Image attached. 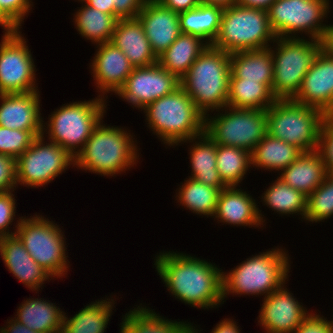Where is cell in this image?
<instances>
[{
	"label": "cell",
	"mask_w": 333,
	"mask_h": 333,
	"mask_svg": "<svg viewBox=\"0 0 333 333\" xmlns=\"http://www.w3.org/2000/svg\"><path fill=\"white\" fill-rule=\"evenodd\" d=\"M154 259L157 274L169 293L185 305L201 309L223 303V270L210 261L185 253L163 251Z\"/></svg>",
	"instance_id": "obj_1"
},
{
	"label": "cell",
	"mask_w": 333,
	"mask_h": 333,
	"mask_svg": "<svg viewBox=\"0 0 333 333\" xmlns=\"http://www.w3.org/2000/svg\"><path fill=\"white\" fill-rule=\"evenodd\" d=\"M129 132L123 127L106 126L102 119L75 157V167L107 177L134 167L139 162V149L135 135Z\"/></svg>",
	"instance_id": "obj_2"
},
{
	"label": "cell",
	"mask_w": 333,
	"mask_h": 333,
	"mask_svg": "<svg viewBox=\"0 0 333 333\" xmlns=\"http://www.w3.org/2000/svg\"><path fill=\"white\" fill-rule=\"evenodd\" d=\"M269 250V251H268ZM252 255L228 273H222V299L227 295L269 296L287 283L290 257L282 248Z\"/></svg>",
	"instance_id": "obj_3"
},
{
	"label": "cell",
	"mask_w": 333,
	"mask_h": 333,
	"mask_svg": "<svg viewBox=\"0 0 333 333\" xmlns=\"http://www.w3.org/2000/svg\"><path fill=\"white\" fill-rule=\"evenodd\" d=\"M230 75V53L210 45L180 79V86L206 116L227 106Z\"/></svg>",
	"instance_id": "obj_4"
},
{
	"label": "cell",
	"mask_w": 333,
	"mask_h": 333,
	"mask_svg": "<svg viewBox=\"0 0 333 333\" xmlns=\"http://www.w3.org/2000/svg\"><path fill=\"white\" fill-rule=\"evenodd\" d=\"M142 110L147 127L170 147L204 132L205 116L181 86Z\"/></svg>",
	"instance_id": "obj_5"
},
{
	"label": "cell",
	"mask_w": 333,
	"mask_h": 333,
	"mask_svg": "<svg viewBox=\"0 0 333 333\" xmlns=\"http://www.w3.org/2000/svg\"><path fill=\"white\" fill-rule=\"evenodd\" d=\"M106 103L105 98L97 96L92 100L63 104L49 115L48 123L43 122L42 135L66 149L75 158L93 129L104 118Z\"/></svg>",
	"instance_id": "obj_6"
},
{
	"label": "cell",
	"mask_w": 333,
	"mask_h": 333,
	"mask_svg": "<svg viewBox=\"0 0 333 333\" xmlns=\"http://www.w3.org/2000/svg\"><path fill=\"white\" fill-rule=\"evenodd\" d=\"M275 39L267 10L235 4L223 10L219 33L211 46L233 53L268 48Z\"/></svg>",
	"instance_id": "obj_7"
},
{
	"label": "cell",
	"mask_w": 333,
	"mask_h": 333,
	"mask_svg": "<svg viewBox=\"0 0 333 333\" xmlns=\"http://www.w3.org/2000/svg\"><path fill=\"white\" fill-rule=\"evenodd\" d=\"M309 41H308V40ZM305 36L276 37L273 48L272 92L277 99H293L301 88L303 78L321 52V42ZM273 48V50H272Z\"/></svg>",
	"instance_id": "obj_8"
},
{
	"label": "cell",
	"mask_w": 333,
	"mask_h": 333,
	"mask_svg": "<svg viewBox=\"0 0 333 333\" xmlns=\"http://www.w3.org/2000/svg\"><path fill=\"white\" fill-rule=\"evenodd\" d=\"M19 218L14 232L29 255L52 278L60 279L67 275L70 267L66 253L67 241L59 225L40 214Z\"/></svg>",
	"instance_id": "obj_9"
},
{
	"label": "cell",
	"mask_w": 333,
	"mask_h": 333,
	"mask_svg": "<svg viewBox=\"0 0 333 333\" xmlns=\"http://www.w3.org/2000/svg\"><path fill=\"white\" fill-rule=\"evenodd\" d=\"M266 111L269 135L303 152L317 151L319 129L327 118L320 110L293 99H277Z\"/></svg>",
	"instance_id": "obj_10"
},
{
	"label": "cell",
	"mask_w": 333,
	"mask_h": 333,
	"mask_svg": "<svg viewBox=\"0 0 333 333\" xmlns=\"http://www.w3.org/2000/svg\"><path fill=\"white\" fill-rule=\"evenodd\" d=\"M217 112L212 117L208 113L204 124V131L216 144L243 148L251 153L267 134L266 110L226 106Z\"/></svg>",
	"instance_id": "obj_11"
},
{
	"label": "cell",
	"mask_w": 333,
	"mask_h": 333,
	"mask_svg": "<svg viewBox=\"0 0 333 333\" xmlns=\"http://www.w3.org/2000/svg\"><path fill=\"white\" fill-rule=\"evenodd\" d=\"M329 0H275L268 8L270 27L276 37L295 38L297 33L320 40L326 28ZM330 7V8H329Z\"/></svg>",
	"instance_id": "obj_12"
},
{
	"label": "cell",
	"mask_w": 333,
	"mask_h": 333,
	"mask_svg": "<svg viewBox=\"0 0 333 333\" xmlns=\"http://www.w3.org/2000/svg\"><path fill=\"white\" fill-rule=\"evenodd\" d=\"M43 135L34 139L31 146L16 159L17 186L38 188L75 166V158L54 142L45 144ZM69 166V167H68Z\"/></svg>",
	"instance_id": "obj_13"
},
{
	"label": "cell",
	"mask_w": 333,
	"mask_h": 333,
	"mask_svg": "<svg viewBox=\"0 0 333 333\" xmlns=\"http://www.w3.org/2000/svg\"><path fill=\"white\" fill-rule=\"evenodd\" d=\"M19 30L4 33L0 42V94L39 91L36 67L27 41Z\"/></svg>",
	"instance_id": "obj_14"
},
{
	"label": "cell",
	"mask_w": 333,
	"mask_h": 333,
	"mask_svg": "<svg viewBox=\"0 0 333 333\" xmlns=\"http://www.w3.org/2000/svg\"><path fill=\"white\" fill-rule=\"evenodd\" d=\"M179 87L180 79L156 63L147 67H134L116 95L142 111L151 102Z\"/></svg>",
	"instance_id": "obj_15"
},
{
	"label": "cell",
	"mask_w": 333,
	"mask_h": 333,
	"mask_svg": "<svg viewBox=\"0 0 333 333\" xmlns=\"http://www.w3.org/2000/svg\"><path fill=\"white\" fill-rule=\"evenodd\" d=\"M285 284L263 298L257 319L265 333H293L310 314Z\"/></svg>",
	"instance_id": "obj_16"
},
{
	"label": "cell",
	"mask_w": 333,
	"mask_h": 333,
	"mask_svg": "<svg viewBox=\"0 0 333 333\" xmlns=\"http://www.w3.org/2000/svg\"><path fill=\"white\" fill-rule=\"evenodd\" d=\"M294 101L333 116V57L322 50L305 74Z\"/></svg>",
	"instance_id": "obj_17"
},
{
	"label": "cell",
	"mask_w": 333,
	"mask_h": 333,
	"mask_svg": "<svg viewBox=\"0 0 333 333\" xmlns=\"http://www.w3.org/2000/svg\"><path fill=\"white\" fill-rule=\"evenodd\" d=\"M96 48L89 67H91L95 86L97 90L99 89L97 92H100L98 96L107 99L106 93L116 94L134 67L124 53L111 42L97 45Z\"/></svg>",
	"instance_id": "obj_18"
},
{
	"label": "cell",
	"mask_w": 333,
	"mask_h": 333,
	"mask_svg": "<svg viewBox=\"0 0 333 333\" xmlns=\"http://www.w3.org/2000/svg\"><path fill=\"white\" fill-rule=\"evenodd\" d=\"M40 92L0 94V126L31 131L36 137L43 132Z\"/></svg>",
	"instance_id": "obj_19"
},
{
	"label": "cell",
	"mask_w": 333,
	"mask_h": 333,
	"mask_svg": "<svg viewBox=\"0 0 333 333\" xmlns=\"http://www.w3.org/2000/svg\"><path fill=\"white\" fill-rule=\"evenodd\" d=\"M137 18L156 56L167 50L181 34L179 14L156 0H146Z\"/></svg>",
	"instance_id": "obj_20"
},
{
	"label": "cell",
	"mask_w": 333,
	"mask_h": 333,
	"mask_svg": "<svg viewBox=\"0 0 333 333\" xmlns=\"http://www.w3.org/2000/svg\"><path fill=\"white\" fill-rule=\"evenodd\" d=\"M263 216L255 199L250 194L239 187L230 186L220 191L213 218L220 223L237 227L260 226L262 228L266 221Z\"/></svg>",
	"instance_id": "obj_21"
},
{
	"label": "cell",
	"mask_w": 333,
	"mask_h": 333,
	"mask_svg": "<svg viewBox=\"0 0 333 333\" xmlns=\"http://www.w3.org/2000/svg\"><path fill=\"white\" fill-rule=\"evenodd\" d=\"M0 255L8 271L33 292L37 293L45 281L54 279L29 255L16 235L0 238Z\"/></svg>",
	"instance_id": "obj_22"
},
{
	"label": "cell",
	"mask_w": 333,
	"mask_h": 333,
	"mask_svg": "<svg viewBox=\"0 0 333 333\" xmlns=\"http://www.w3.org/2000/svg\"><path fill=\"white\" fill-rule=\"evenodd\" d=\"M111 43L124 53L133 67H147L158 63V57L137 17L119 19Z\"/></svg>",
	"instance_id": "obj_23"
},
{
	"label": "cell",
	"mask_w": 333,
	"mask_h": 333,
	"mask_svg": "<svg viewBox=\"0 0 333 333\" xmlns=\"http://www.w3.org/2000/svg\"><path fill=\"white\" fill-rule=\"evenodd\" d=\"M192 143L189 148L191 176L203 184L219 188L227 186L222 182L216 167L217 144L204 131L202 134L180 142ZM195 142V143H194Z\"/></svg>",
	"instance_id": "obj_24"
},
{
	"label": "cell",
	"mask_w": 333,
	"mask_h": 333,
	"mask_svg": "<svg viewBox=\"0 0 333 333\" xmlns=\"http://www.w3.org/2000/svg\"><path fill=\"white\" fill-rule=\"evenodd\" d=\"M278 175L285 184L308 197L325 179L327 170L317 151L304 152Z\"/></svg>",
	"instance_id": "obj_25"
},
{
	"label": "cell",
	"mask_w": 333,
	"mask_h": 333,
	"mask_svg": "<svg viewBox=\"0 0 333 333\" xmlns=\"http://www.w3.org/2000/svg\"><path fill=\"white\" fill-rule=\"evenodd\" d=\"M230 78L260 81L270 89L273 83V58L270 48L230 53Z\"/></svg>",
	"instance_id": "obj_26"
},
{
	"label": "cell",
	"mask_w": 333,
	"mask_h": 333,
	"mask_svg": "<svg viewBox=\"0 0 333 333\" xmlns=\"http://www.w3.org/2000/svg\"><path fill=\"white\" fill-rule=\"evenodd\" d=\"M43 298H27L17 309L14 319L39 333H61L64 311Z\"/></svg>",
	"instance_id": "obj_27"
},
{
	"label": "cell",
	"mask_w": 333,
	"mask_h": 333,
	"mask_svg": "<svg viewBox=\"0 0 333 333\" xmlns=\"http://www.w3.org/2000/svg\"><path fill=\"white\" fill-rule=\"evenodd\" d=\"M209 46L201 37L181 33L174 43L158 56V64L181 79Z\"/></svg>",
	"instance_id": "obj_28"
},
{
	"label": "cell",
	"mask_w": 333,
	"mask_h": 333,
	"mask_svg": "<svg viewBox=\"0 0 333 333\" xmlns=\"http://www.w3.org/2000/svg\"><path fill=\"white\" fill-rule=\"evenodd\" d=\"M121 322L120 333H186L192 324L184 321L165 319L148 307L140 306L130 309Z\"/></svg>",
	"instance_id": "obj_29"
},
{
	"label": "cell",
	"mask_w": 333,
	"mask_h": 333,
	"mask_svg": "<svg viewBox=\"0 0 333 333\" xmlns=\"http://www.w3.org/2000/svg\"><path fill=\"white\" fill-rule=\"evenodd\" d=\"M303 151L297 146L272 137L268 133L251 152V165L257 169L280 171L297 160Z\"/></svg>",
	"instance_id": "obj_30"
},
{
	"label": "cell",
	"mask_w": 333,
	"mask_h": 333,
	"mask_svg": "<svg viewBox=\"0 0 333 333\" xmlns=\"http://www.w3.org/2000/svg\"><path fill=\"white\" fill-rule=\"evenodd\" d=\"M106 299V300H105ZM103 298L84 306L73 317L64 313L61 333H104L113 314L114 299ZM108 300V301H107Z\"/></svg>",
	"instance_id": "obj_31"
},
{
	"label": "cell",
	"mask_w": 333,
	"mask_h": 333,
	"mask_svg": "<svg viewBox=\"0 0 333 333\" xmlns=\"http://www.w3.org/2000/svg\"><path fill=\"white\" fill-rule=\"evenodd\" d=\"M83 5L75 12L73 22L78 33L95 45L111 42L118 19L111 14L88 6L83 0H78Z\"/></svg>",
	"instance_id": "obj_32"
},
{
	"label": "cell",
	"mask_w": 333,
	"mask_h": 333,
	"mask_svg": "<svg viewBox=\"0 0 333 333\" xmlns=\"http://www.w3.org/2000/svg\"><path fill=\"white\" fill-rule=\"evenodd\" d=\"M223 10L217 6L200 4L179 13L181 33L201 37L211 45L219 33Z\"/></svg>",
	"instance_id": "obj_33"
},
{
	"label": "cell",
	"mask_w": 333,
	"mask_h": 333,
	"mask_svg": "<svg viewBox=\"0 0 333 333\" xmlns=\"http://www.w3.org/2000/svg\"><path fill=\"white\" fill-rule=\"evenodd\" d=\"M276 100L272 90L260 81H245L241 78L229 79L227 101L229 107L267 110Z\"/></svg>",
	"instance_id": "obj_34"
},
{
	"label": "cell",
	"mask_w": 333,
	"mask_h": 333,
	"mask_svg": "<svg viewBox=\"0 0 333 333\" xmlns=\"http://www.w3.org/2000/svg\"><path fill=\"white\" fill-rule=\"evenodd\" d=\"M181 184L175 196L177 202L199 216L213 217L221 190L189 177Z\"/></svg>",
	"instance_id": "obj_35"
},
{
	"label": "cell",
	"mask_w": 333,
	"mask_h": 333,
	"mask_svg": "<svg viewBox=\"0 0 333 333\" xmlns=\"http://www.w3.org/2000/svg\"><path fill=\"white\" fill-rule=\"evenodd\" d=\"M261 196L264 205L277 214L281 215H301L305 219L307 212V196L299 190L285 184L279 177L273 181Z\"/></svg>",
	"instance_id": "obj_36"
},
{
	"label": "cell",
	"mask_w": 333,
	"mask_h": 333,
	"mask_svg": "<svg viewBox=\"0 0 333 333\" xmlns=\"http://www.w3.org/2000/svg\"><path fill=\"white\" fill-rule=\"evenodd\" d=\"M216 160L220 178L227 187H238L247 171L252 168L251 153L239 147L217 144Z\"/></svg>",
	"instance_id": "obj_37"
},
{
	"label": "cell",
	"mask_w": 333,
	"mask_h": 333,
	"mask_svg": "<svg viewBox=\"0 0 333 333\" xmlns=\"http://www.w3.org/2000/svg\"><path fill=\"white\" fill-rule=\"evenodd\" d=\"M333 216V174L327 173L322 183L307 197L305 221L317 223Z\"/></svg>",
	"instance_id": "obj_38"
},
{
	"label": "cell",
	"mask_w": 333,
	"mask_h": 333,
	"mask_svg": "<svg viewBox=\"0 0 333 333\" xmlns=\"http://www.w3.org/2000/svg\"><path fill=\"white\" fill-rule=\"evenodd\" d=\"M35 138L31 131L0 126V154L16 160L31 146Z\"/></svg>",
	"instance_id": "obj_39"
},
{
	"label": "cell",
	"mask_w": 333,
	"mask_h": 333,
	"mask_svg": "<svg viewBox=\"0 0 333 333\" xmlns=\"http://www.w3.org/2000/svg\"><path fill=\"white\" fill-rule=\"evenodd\" d=\"M327 173L333 174V118L327 117L320 126L318 149Z\"/></svg>",
	"instance_id": "obj_40"
},
{
	"label": "cell",
	"mask_w": 333,
	"mask_h": 333,
	"mask_svg": "<svg viewBox=\"0 0 333 333\" xmlns=\"http://www.w3.org/2000/svg\"><path fill=\"white\" fill-rule=\"evenodd\" d=\"M13 192L14 190L0 193V238L15 235V232H12L9 227L12 225L16 213V199Z\"/></svg>",
	"instance_id": "obj_41"
},
{
	"label": "cell",
	"mask_w": 333,
	"mask_h": 333,
	"mask_svg": "<svg viewBox=\"0 0 333 333\" xmlns=\"http://www.w3.org/2000/svg\"><path fill=\"white\" fill-rule=\"evenodd\" d=\"M32 0H0L1 10L19 27L34 7Z\"/></svg>",
	"instance_id": "obj_42"
},
{
	"label": "cell",
	"mask_w": 333,
	"mask_h": 333,
	"mask_svg": "<svg viewBox=\"0 0 333 333\" xmlns=\"http://www.w3.org/2000/svg\"><path fill=\"white\" fill-rule=\"evenodd\" d=\"M16 160L0 154V193L16 190Z\"/></svg>",
	"instance_id": "obj_43"
},
{
	"label": "cell",
	"mask_w": 333,
	"mask_h": 333,
	"mask_svg": "<svg viewBox=\"0 0 333 333\" xmlns=\"http://www.w3.org/2000/svg\"><path fill=\"white\" fill-rule=\"evenodd\" d=\"M293 333H333V320L311 312Z\"/></svg>",
	"instance_id": "obj_44"
},
{
	"label": "cell",
	"mask_w": 333,
	"mask_h": 333,
	"mask_svg": "<svg viewBox=\"0 0 333 333\" xmlns=\"http://www.w3.org/2000/svg\"><path fill=\"white\" fill-rule=\"evenodd\" d=\"M146 0H110L114 5V16L119 19L136 18Z\"/></svg>",
	"instance_id": "obj_45"
},
{
	"label": "cell",
	"mask_w": 333,
	"mask_h": 333,
	"mask_svg": "<svg viewBox=\"0 0 333 333\" xmlns=\"http://www.w3.org/2000/svg\"><path fill=\"white\" fill-rule=\"evenodd\" d=\"M163 7L173 10L178 14L190 9H194L200 5V0H156Z\"/></svg>",
	"instance_id": "obj_46"
},
{
	"label": "cell",
	"mask_w": 333,
	"mask_h": 333,
	"mask_svg": "<svg viewBox=\"0 0 333 333\" xmlns=\"http://www.w3.org/2000/svg\"><path fill=\"white\" fill-rule=\"evenodd\" d=\"M321 50L333 57V24H327L321 39Z\"/></svg>",
	"instance_id": "obj_47"
},
{
	"label": "cell",
	"mask_w": 333,
	"mask_h": 333,
	"mask_svg": "<svg viewBox=\"0 0 333 333\" xmlns=\"http://www.w3.org/2000/svg\"><path fill=\"white\" fill-rule=\"evenodd\" d=\"M237 325L238 324L233 319L225 318L216 324L211 333H241Z\"/></svg>",
	"instance_id": "obj_48"
},
{
	"label": "cell",
	"mask_w": 333,
	"mask_h": 333,
	"mask_svg": "<svg viewBox=\"0 0 333 333\" xmlns=\"http://www.w3.org/2000/svg\"><path fill=\"white\" fill-rule=\"evenodd\" d=\"M6 324L7 325L5 327L0 328L2 333H39L29 329L25 325H22L19 321L13 318L11 320H7Z\"/></svg>",
	"instance_id": "obj_49"
},
{
	"label": "cell",
	"mask_w": 333,
	"mask_h": 333,
	"mask_svg": "<svg viewBox=\"0 0 333 333\" xmlns=\"http://www.w3.org/2000/svg\"><path fill=\"white\" fill-rule=\"evenodd\" d=\"M88 6L98 9L107 14L114 15V5H110V0H83Z\"/></svg>",
	"instance_id": "obj_50"
},
{
	"label": "cell",
	"mask_w": 333,
	"mask_h": 333,
	"mask_svg": "<svg viewBox=\"0 0 333 333\" xmlns=\"http://www.w3.org/2000/svg\"><path fill=\"white\" fill-rule=\"evenodd\" d=\"M275 0H237L238 5L268 10Z\"/></svg>",
	"instance_id": "obj_51"
},
{
	"label": "cell",
	"mask_w": 333,
	"mask_h": 333,
	"mask_svg": "<svg viewBox=\"0 0 333 333\" xmlns=\"http://www.w3.org/2000/svg\"><path fill=\"white\" fill-rule=\"evenodd\" d=\"M0 26L3 27L4 33H13L21 30L2 10L0 7Z\"/></svg>",
	"instance_id": "obj_52"
},
{
	"label": "cell",
	"mask_w": 333,
	"mask_h": 333,
	"mask_svg": "<svg viewBox=\"0 0 333 333\" xmlns=\"http://www.w3.org/2000/svg\"><path fill=\"white\" fill-rule=\"evenodd\" d=\"M200 4L212 5L225 9L237 4V0H200Z\"/></svg>",
	"instance_id": "obj_53"
},
{
	"label": "cell",
	"mask_w": 333,
	"mask_h": 333,
	"mask_svg": "<svg viewBox=\"0 0 333 333\" xmlns=\"http://www.w3.org/2000/svg\"><path fill=\"white\" fill-rule=\"evenodd\" d=\"M198 331H199V329H197V326L196 327L193 326V323H192V327L186 333H199Z\"/></svg>",
	"instance_id": "obj_54"
}]
</instances>
